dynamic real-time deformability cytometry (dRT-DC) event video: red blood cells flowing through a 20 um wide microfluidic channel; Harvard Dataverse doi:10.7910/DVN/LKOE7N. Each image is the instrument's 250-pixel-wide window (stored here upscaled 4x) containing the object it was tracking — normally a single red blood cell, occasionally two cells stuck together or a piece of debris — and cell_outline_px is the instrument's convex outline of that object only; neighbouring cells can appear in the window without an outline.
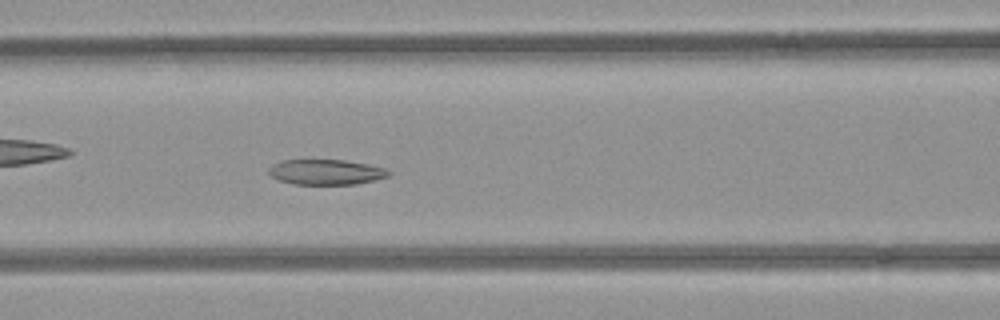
{"species": "common noctule bat (a hibernating species)", "species_latin": "Nyctalus noctula", "temperature_condition": "room temperature", "stored_images_in_passage": 36, "camera_frame_rate_fps": 3000, "um_per_image_px": 0.085, "animal": {"sex": "female", "body_mass_g": 21.9}, "frame": {"image": 1, "passage_image": 6, "time_ms": 1.667, "image_size_px": [1000, 320], "cell_outline_px": [[392, 172], [388, 176], [376, 180], [356, 184], [292, 184], [280, 180], [272, 176], [268, 172], [268, 168], [272, 164], [284, 160], [344, 160], [368, 164], [384, 168]], "centroid_in_image_um": [27.72, 14.62], "position_along_channel_um": 138.9, "area_um2": 17.63}}
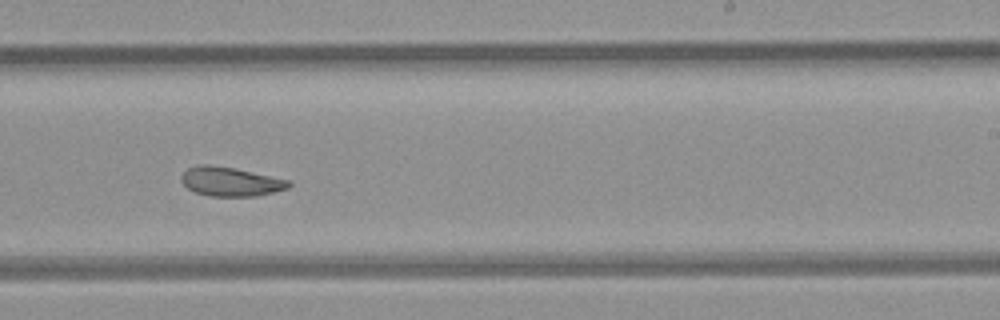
{"frame": {"image": 2, "passage_image": 16, "time_ms": 5.0, "image_size_px": [1000, 320], "cell_outline_px": [[292, 184], [288, 188], [256, 196], [208, 196], [196, 192], [188, 188], [180, 180], [180, 176], [188, 168], [200, 164], [208, 164], [236, 168], [292, 180]], "centroid_in_image_um": [19.62, 15.42], "position_along_channel_um": 269.4, "area_um2": 18.38}}
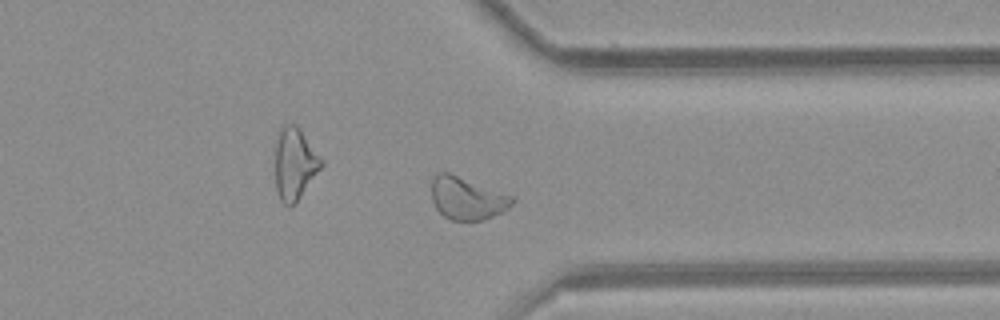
{"frame": {"image": 3, "passage_image": 24, "time_ms": 7.667, "image_size_px": [1000, 320], "cell_outline_px": [[516, 200], [508, 208], [484, 220], [452, 220], [444, 216], [436, 208], [432, 200], [432, 180], [436, 172], [448, 172], [516, 196]], "centroid_in_image_um": [39.72, 16.84], "position_along_channel_um": 371.7, "area_um2": 20.11}}